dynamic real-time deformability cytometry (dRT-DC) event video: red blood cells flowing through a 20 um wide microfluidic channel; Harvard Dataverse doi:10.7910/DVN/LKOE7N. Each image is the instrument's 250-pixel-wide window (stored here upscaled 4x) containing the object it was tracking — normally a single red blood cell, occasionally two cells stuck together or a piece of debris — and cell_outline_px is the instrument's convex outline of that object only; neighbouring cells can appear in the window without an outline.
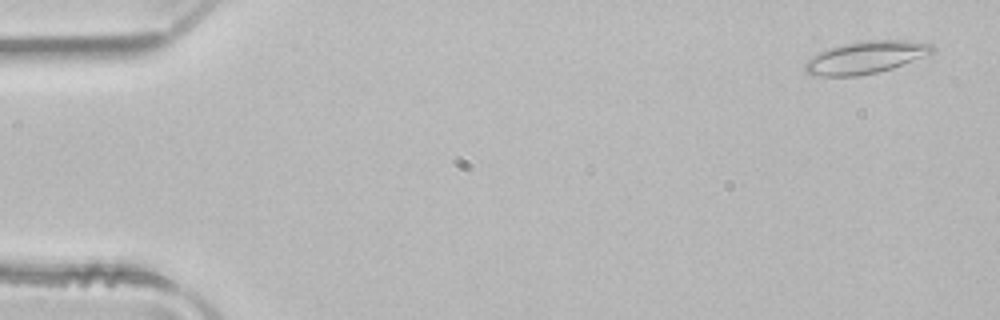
{"species": "common noctule bat (a hibernating species)", "species_latin": "Nyctalus noctula", "temperature_condition": "room temperature", "stored_images_in_passage": 51, "camera_frame_rate_fps": 3000, "um_per_image_px": 0.085, "animal": {"sex": "male", "body_mass_g": 21.5, "forearm_length_mm": 52.0}, "frame": {"image": 1, "passage_image": 3, "time_ms": 0.667, "image_size_px": [1000, 320], "cell_outline_px": [[936, 48], [932, 52], [892, 68], [876, 72], [856, 76], [820, 76], [804, 72], [804, 64], [812, 56], [828, 48], [860, 40], [908, 40], [932, 44]], "centroid_in_image_um": [73.55, 4.87], "position_along_channel_um": 11.5, "area_um2": 23.76}}
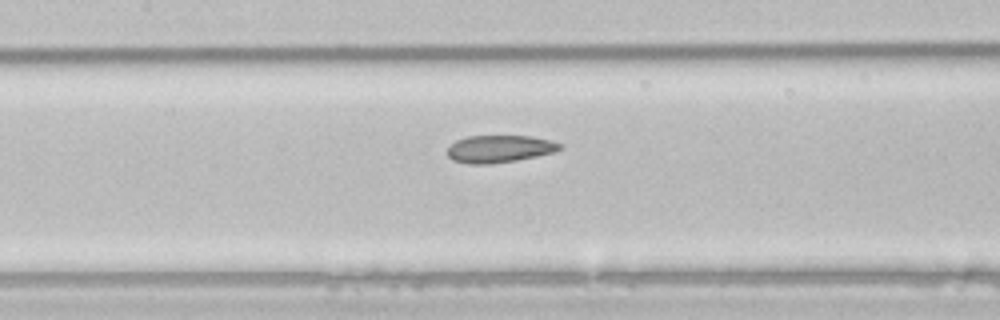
{"frame": {"image": 2, "passage_image": 24, "time_ms": 7.667, "image_size_px": [1000, 320], "cell_outline_px": [[564, 148], [556, 152], [516, 160], [488, 164], [468, 164], [452, 160], [448, 156], [448, 148], [456, 140], [468, 136], [532, 136], [552, 140], [560, 144]], "centroid_in_image_um": [42.48, 12.65], "position_along_channel_um": 164.9, "area_um2": 17.98}}
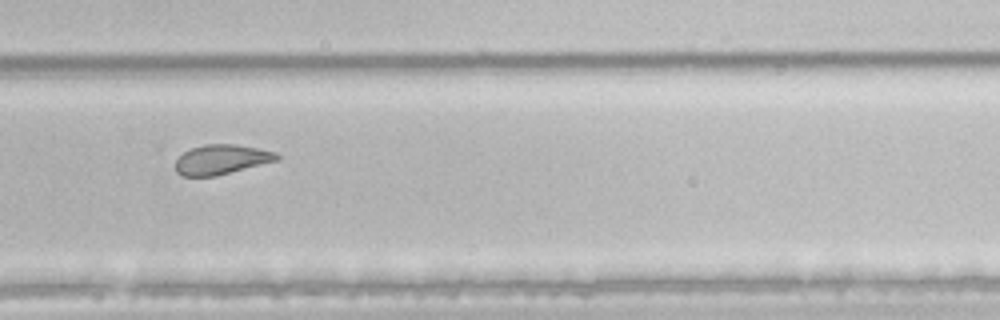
{"frame": {"image": 3, "passage_image": 35, "time_ms": 11.333, "image_size_px": [1000, 320], "cell_outline_px": [[280, 156], [276, 160], [216, 176], [184, 176], [176, 172], [176, 160], [184, 152], [192, 148], [204, 144], [236, 144], [276, 152]], "centroid_in_image_um": [18.8, 13.55], "position_along_channel_um": 311.0, "area_um2": 17.28}, "authors_computed_cell_mechanics": {"area_um2": 21.964, "velocity_mm_per_s": 4.0132, "shape_relaxation_time_tau1_ms": null, "shape_relaxation_time_tau2_ms": 2.0699, "deformation_change_tau1": null, "deformation_change_tau2": 0.0702}}